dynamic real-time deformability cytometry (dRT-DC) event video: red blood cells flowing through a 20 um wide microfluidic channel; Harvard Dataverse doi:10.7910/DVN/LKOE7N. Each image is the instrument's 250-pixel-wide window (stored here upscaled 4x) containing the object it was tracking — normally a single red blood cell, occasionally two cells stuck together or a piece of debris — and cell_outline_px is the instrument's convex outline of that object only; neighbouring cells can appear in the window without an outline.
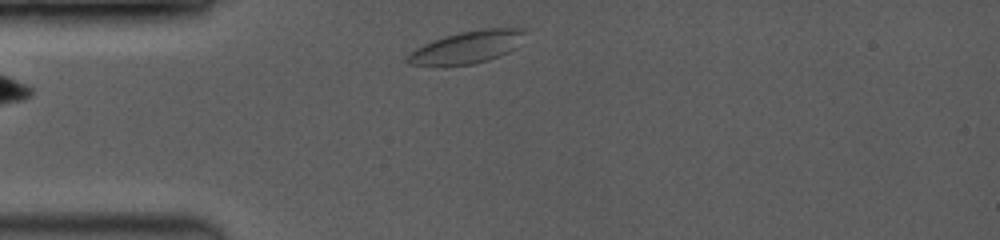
{"species": "common noctule bat (a hibernating species)", "species_latin": "Nyctalus noctula", "temperature_condition": "room temperature", "stored_images_in_passage": 13, "camera_frame_rate_fps": 3500, "um_per_image_px": 0.085, "animal": {"sex": "female", "body_mass_g": 19.0, "forearm_length_mm": 53.3}, "frame": {"image": 1, "passage_image": 2, "time_ms": 0.286, "image_size_px": [1000, 240], "cell_outline_px": [[528, 32], [508, 52], [488, 60], [472, 64], [408, 64], [404, 60], [408, 52], [432, 40], [444, 36], [460, 32], [480, 28], [524, 28]], "centroid_in_image_um": [39.68, 3.98], "position_along_channel_um": 45.3, "area_um2": 21.79}}
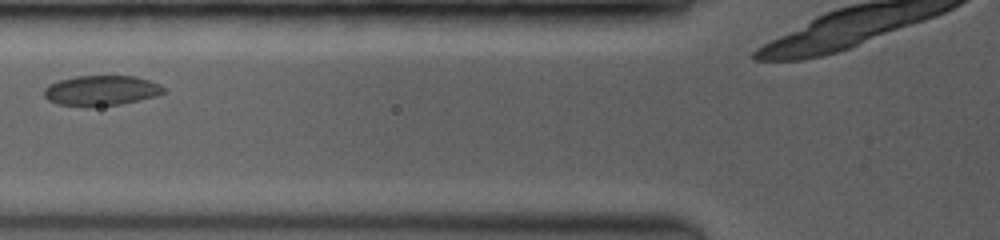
{"frame": {"image": 2, "passage_image": 7, "time_ms": 2.571, "image_size_px": [1000, 240], "cell_outline_px": [[164, 92], [156, 96], [120, 104], [88, 108], [56, 104], [48, 100], [44, 96], [44, 88], [48, 84], [60, 80], [76, 76], [136, 76], [160, 84], [164, 88]], "centroid_in_image_um": [8.56, 7.71], "position_along_channel_um": 117.2, "area_um2": 21.27}}
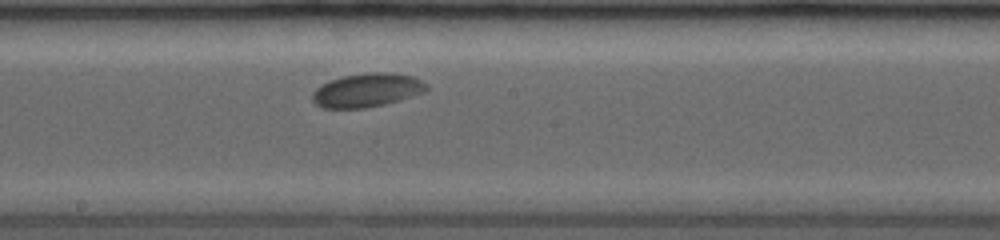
{"frame": {"image": 3, "passage_image": 13, "time_ms": 5.143, "image_size_px": [1000, 240], "cell_outline_px": [[428, 88], [424, 92], [400, 100], [384, 104], [364, 108], [320, 108], [312, 100], [312, 92], [320, 84], [328, 80], [344, 76], [368, 72], [388, 72], [412, 76], [428, 84]], "centroid_in_image_um": [31.16, 7.66], "position_along_channel_um": 217.0, "area_um2": 22.54}}